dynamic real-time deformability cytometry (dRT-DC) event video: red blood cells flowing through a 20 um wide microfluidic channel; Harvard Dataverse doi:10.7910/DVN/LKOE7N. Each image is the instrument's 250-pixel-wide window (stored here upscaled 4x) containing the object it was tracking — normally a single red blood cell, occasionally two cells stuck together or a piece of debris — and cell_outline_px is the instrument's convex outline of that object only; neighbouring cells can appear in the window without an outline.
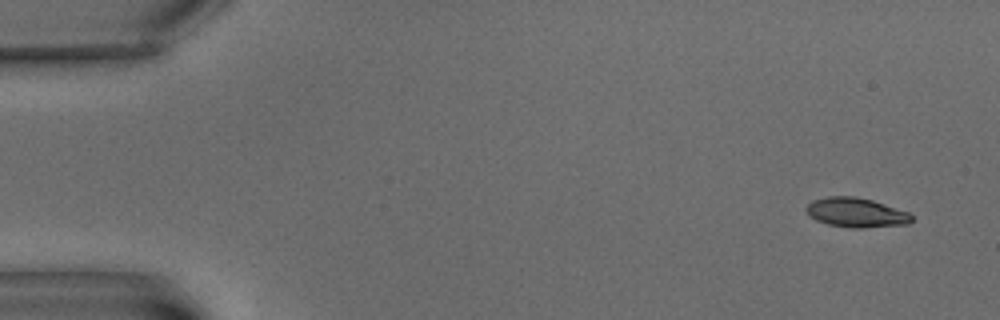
{"species": "common noctule bat (a hibernating species)", "species_latin": "Nyctalus noctula", "temperature_condition": "warm", "stored_images_in_passage": 5, "camera_frame_rate_fps": 3000, "um_per_image_px": 0.085, "animal": {"sex": "male", "body_mass_g": 15.6}, "frame": {"image": 1, "passage_image": 1, "time_ms": 0.0, "image_size_px": [1000, 320], "cell_outline_px": [[912, 220], [908, 224], [864, 228], [852, 228], [828, 224], [816, 220], [808, 216], [804, 208], [812, 200], [828, 196], [856, 196], [872, 200], [908, 212], [912, 216]], "centroid_in_image_um": [72.73, 18.06], "position_along_channel_um": 12.3, "area_um2": 18.21}}
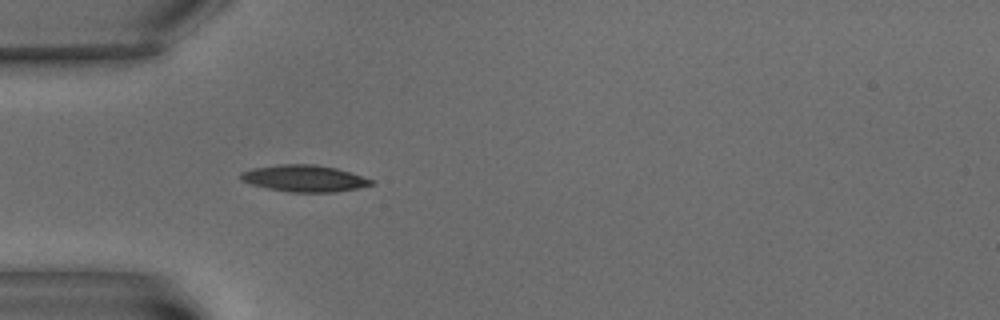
{"frame": {"image": 2, "passage_image": 5, "time_ms": 5.667, "image_size_px": [1000, 320], "cell_outline_px": [[376, 184], [336, 192], [288, 192], [268, 188], [252, 184], [240, 180], [240, 172], [252, 168], [280, 164], [316, 164], [336, 168], [372, 180]], "centroid_in_image_um": [25.83, 15.16], "position_along_channel_um": 59.2, "area_um2": 20.17}}